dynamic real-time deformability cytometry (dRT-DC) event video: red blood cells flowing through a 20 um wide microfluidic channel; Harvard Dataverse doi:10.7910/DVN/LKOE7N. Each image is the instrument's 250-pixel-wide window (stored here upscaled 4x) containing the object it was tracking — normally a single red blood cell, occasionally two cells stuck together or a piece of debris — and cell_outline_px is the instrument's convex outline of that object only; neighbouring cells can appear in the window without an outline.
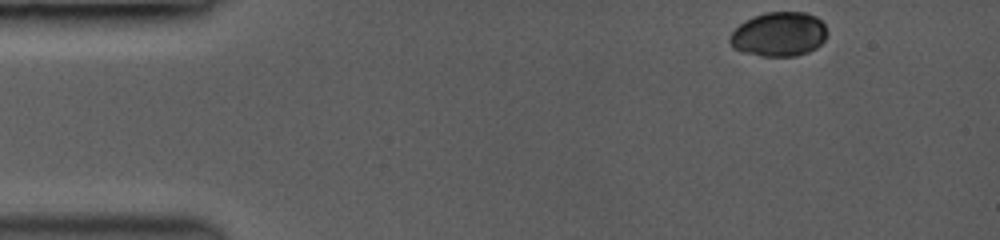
{"species": "common noctule bat (a hibernating species)", "species_latin": "Nyctalus noctula", "temperature_condition": "room temperature", "stored_images_in_passage": 10, "camera_frame_rate_fps": 3500, "um_per_image_px": 0.085, "animal": {"sex": "female", "body_mass_g": 19.0, "forearm_length_mm": 53.3}, "frame": {"image": 1, "passage_image": 1, "time_ms": 0.0, "image_size_px": [1000, 240], "cell_outline_px": [[824, 40], [816, 48], [808, 52], [796, 56], [764, 56], [744, 52], [736, 48], [728, 40], [732, 32], [740, 24], [756, 16], [768, 12], [804, 12], [816, 16], [824, 24]], "centroid_in_image_um": [66.22, 2.91], "position_along_channel_um": 18.8, "area_um2": 24.62}}